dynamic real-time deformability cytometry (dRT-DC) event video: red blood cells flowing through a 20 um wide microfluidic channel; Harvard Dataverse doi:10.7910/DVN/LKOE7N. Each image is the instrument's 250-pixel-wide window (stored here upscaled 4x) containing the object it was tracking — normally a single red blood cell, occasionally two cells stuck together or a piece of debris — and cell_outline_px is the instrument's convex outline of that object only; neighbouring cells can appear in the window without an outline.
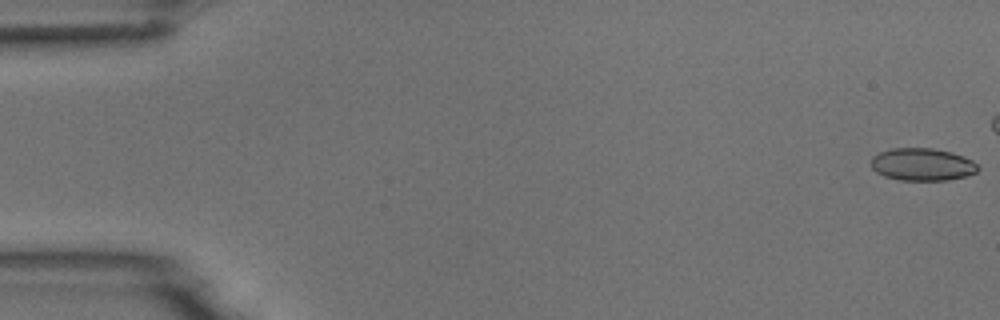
{"species": "common noctule bat (a hibernating species)", "species_latin": "Nyctalus noctula", "temperature_condition": "room temperature", "stored_images_in_passage": 4, "camera_frame_rate_fps": 3000, "um_per_image_px": 0.085, "animal": {"sex": "male", "body_mass_g": 18.8}, "frame": {"image": 1, "passage_image": 1, "time_ms": 0.0, "image_size_px": [1000, 320], "cell_outline_px": [[980, 168], [976, 172], [968, 176], [948, 180], [900, 180], [884, 176], [876, 172], [872, 168], [872, 156], [880, 152], [892, 148], [932, 148], [952, 152], [964, 156], [972, 160]], "centroid_in_image_um": [78.42, 13.98], "position_along_channel_um": 6.6, "area_um2": 20.35}}